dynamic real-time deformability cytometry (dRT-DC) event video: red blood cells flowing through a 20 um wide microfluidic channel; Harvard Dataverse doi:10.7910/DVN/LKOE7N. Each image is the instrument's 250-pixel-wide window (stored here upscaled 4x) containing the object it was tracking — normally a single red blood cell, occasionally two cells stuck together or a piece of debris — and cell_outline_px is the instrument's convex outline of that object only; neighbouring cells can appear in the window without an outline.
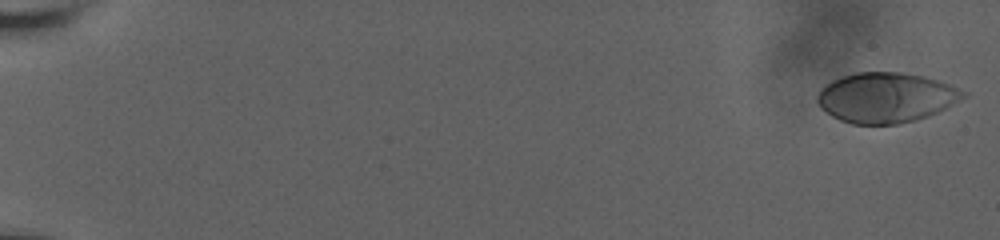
{"species": "human", "species_latin": "Homo sapiens", "temperature_condition": "room temperature", "stored_images_in_passage": 15, "camera_frame_rate_fps": 3000, "um_per_image_px": 0.085, "donor": {"sex": "male"}, "frame": {"image": 1, "passage_image": 1, "time_ms": 0.0, "image_size_px": [1000, 240], "cell_outline_px": [[968, 96], [928, 116], [916, 120], [896, 124], [852, 124], [840, 120], [832, 116], [820, 108], [816, 100], [816, 96], [820, 88], [832, 80], [840, 76], [856, 72], [900, 72], [924, 76], [948, 84], [968, 92]], "centroid_in_image_um": [75.27, 8.29], "position_along_channel_um": 9.7, "area_um2": 42.71}}
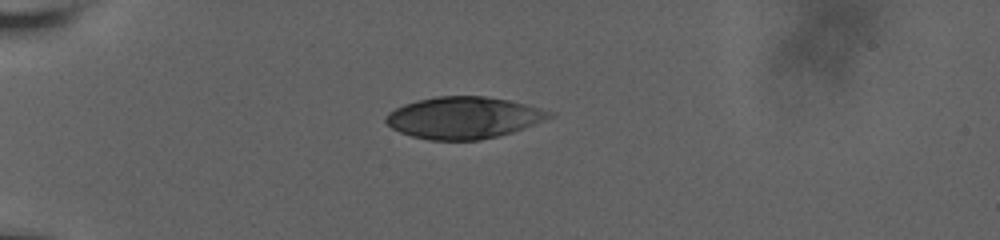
{"frame": {"image": 2, "passage_image": 11, "time_ms": 5.667, "image_size_px": [1000, 240], "cell_outline_px": [[556, 116], [524, 128], [512, 132], [480, 140], [428, 140], [412, 136], [400, 132], [392, 128], [384, 120], [384, 116], [388, 112], [404, 104], [416, 100], [436, 96], [484, 96], [508, 100], [528, 104], [556, 112]], "centroid_in_image_um": [39.43, 10.0], "position_along_channel_um": 45.6, "area_um2": 40.11}}
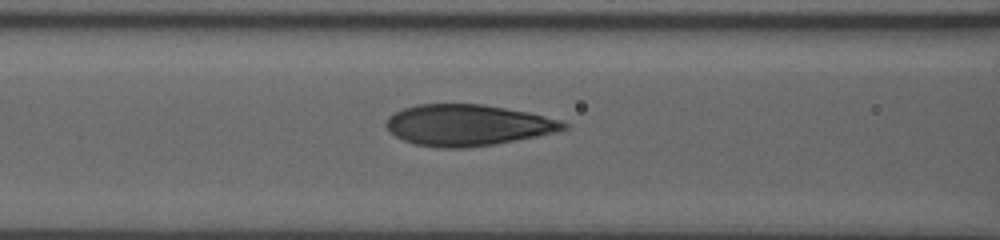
{"frame": {"image": 3, "passage_image": 15, "time_ms": 9.0, "image_size_px": [1000, 240], "cell_outline_px": [[568, 128], [556, 132], [536, 136], [492, 144], [464, 148], [444, 148], [416, 144], [404, 140], [388, 132], [384, 124], [388, 116], [404, 108], [416, 104], [484, 104], [528, 112], [560, 120], [568, 124]], "centroid_in_image_um": [39.72, 10.62], "position_along_channel_um": 126.9, "area_um2": 42.43}}